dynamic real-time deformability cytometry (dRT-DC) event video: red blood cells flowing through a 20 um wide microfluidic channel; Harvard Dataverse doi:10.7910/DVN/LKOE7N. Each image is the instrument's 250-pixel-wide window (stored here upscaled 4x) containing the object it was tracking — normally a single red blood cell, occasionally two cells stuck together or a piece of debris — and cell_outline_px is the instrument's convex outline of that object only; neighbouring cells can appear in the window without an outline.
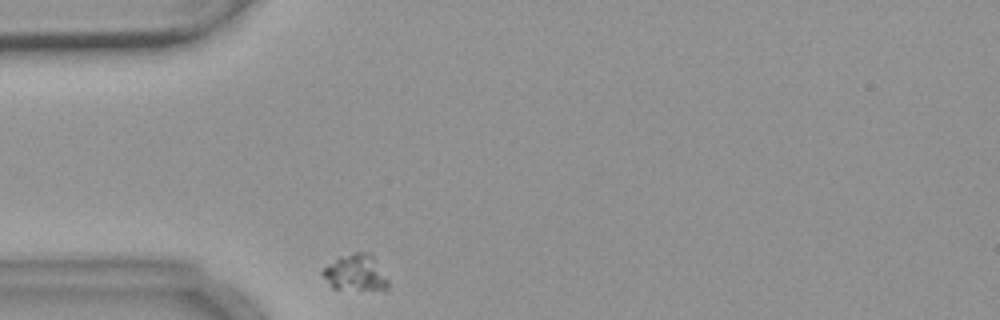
{"species": "common noctule bat (a hibernating species)", "species_latin": "Nyctalus noctula", "temperature_condition": "warm", "stored_images_in_passage": 1, "camera_frame_rate_fps": 3000, "um_per_image_px": 0.085, "animal": {"sex": "female", "body_mass_g": 18.4}, "frame": {"image": 1, "passage_image": 1, "time_ms": 0.0, "image_size_px": [1000, 320], "cell_outline_px": [[388, 288], [384, 292], [332, 288], [320, 272], [324, 268], [340, 256], [356, 252], [372, 252], [388, 280]], "centroid_in_image_um": [30.28, 23.21], "position_along_channel_um": 54.7, "area_um2": 14.28}}